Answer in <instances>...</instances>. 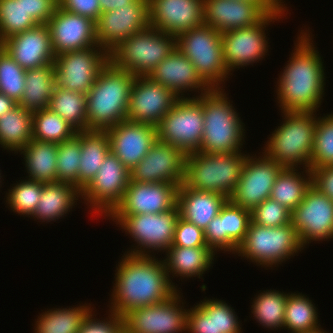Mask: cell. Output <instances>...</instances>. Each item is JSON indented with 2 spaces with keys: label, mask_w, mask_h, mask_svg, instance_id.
<instances>
[{
  "label": "cell",
  "mask_w": 333,
  "mask_h": 333,
  "mask_svg": "<svg viewBox=\"0 0 333 333\" xmlns=\"http://www.w3.org/2000/svg\"><path fill=\"white\" fill-rule=\"evenodd\" d=\"M179 97L149 76L136 77L131 87L126 120L157 127Z\"/></svg>",
  "instance_id": "obj_19"
},
{
  "label": "cell",
  "mask_w": 333,
  "mask_h": 333,
  "mask_svg": "<svg viewBox=\"0 0 333 333\" xmlns=\"http://www.w3.org/2000/svg\"><path fill=\"white\" fill-rule=\"evenodd\" d=\"M18 105L13 99L9 98L7 95L0 92V117L3 114H7L13 108Z\"/></svg>",
  "instance_id": "obj_55"
},
{
  "label": "cell",
  "mask_w": 333,
  "mask_h": 333,
  "mask_svg": "<svg viewBox=\"0 0 333 333\" xmlns=\"http://www.w3.org/2000/svg\"><path fill=\"white\" fill-rule=\"evenodd\" d=\"M186 154L170 144L157 140L146 156L130 171V181L171 183L184 182Z\"/></svg>",
  "instance_id": "obj_20"
},
{
  "label": "cell",
  "mask_w": 333,
  "mask_h": 333,
  "mask_svg": "<svg viewBox=\"0 0 333 333\" xmlns=\"http://www.w3.org/2000/svg\"><path fill=\"white\" fill-rule=\"evenodd\" d=\"M55 56L98 46L95 22L85 16L56 7L47 22Z\"/></svg>",
  "instance_id": "obj_22"
},
{
  "label": "cell",
  "mask_w": 333,
  "mask_h": 333,
  "mask_svg": "<svg viewBox=\"0 0 333 333\" xmlns=\"http://www.w3.org/2000/svg\"><path fill=\"white\" fill-rule=\"evenodd\" d=\"M0 172H1V170H0ZM1 178H2V176H1V173H0V183H2V180H1Z\"/></svg>",
  "instance_id": "obj_57"
},
{
  "label": "cell",
  "mask_w": 333,
  "mask_h": 333,
  "mask_svg": "<svg viewBox=\"0 0 333 333\" xmlns=\"http://www.w3.org/2000/svg\"><path fill=\"white\" fill-rule=\"evenodd\" d=\"M324 329H320V330H317V331H315V332H312V333H328V332H326L325 330L323 331Z\"/></svg>",
  "instance_id": "obj_56"
},
{
  "label": "cell",
  "mask_w": 333,
  "mask_h": 333,
  "mask_svg": "<svg viewBox=\"0 0 333 333\" xmlns=\"http://www.w3.org/2000/svg\"><path fill=\"white\" fill-rule=\"evenodd\" d=\"M130 182V171L111 152L90 183L81 191V198L95 215L104 219L122 201ZM90 204V205H89Z\"/></svg>",
  "instance_id": "obj_14"
},
{
  "label": "cell",
  "mask_w": 333,
  "mask_h": 333,
  "mask_svg": "<svg viewBox=\"0 0 333 333\" xmlns=\"http://www.w3.org/2000/svg\"><path fill=\"white\" fill-rule=\"evenodd\" d=\"M303 249L298 233L291 222L269 228L251 220L245 239L239 245L236 254L249 259L257 266L272 268L286 262Z\"/></svg>",
  "instance_id": "obj_9"
},
{
  "label": "cell",
  "mask_w": 333,
  "mask_h": 333,
  "mask_svg": "<svg viewBox=\"0 0 333 333\" xmlns=\"http://www.w3.org/2000/svg\"><path fill=\"white\" fill-rule=\"evenodd\" d=\"M203 126V94L179 98L157 126L158 141L180 148L185 154L197 152Z\"/></svg>",
  "instance_id": "obj_11"
},
{
  "label": "cell",
  "mask_w": 333,
  "mask_h": 333,
  "mask_svg": "<svg viewBox=\"0 0 333 333\" xmlns=\"http://www.w3.org/2000/svg\"><path fill=\"white\" fill-rule=\"evenodd\" d=\"M256 3L266 14L278 12L285 4L282 0H242Z\"/></svg>",
  "instance_id": "obj_53"
},
{
  "label": "cell",
  "mask_w": 333,
  "mask_h": 333,
  "mask_svg": "<svg viewBox=\"0 0 333 333\" xmlns=\"http://www.w3.org/2000/svg\"><path fill=\"white\" fill-rule=\"evenodd\" d=\"M223 88L203 94L204 126L198 151L209 154L240 152L245 138L244 123Z\"/></svg>",
  "instance_id": "obj_5"
},
{
  "label": "cell",
  "mask_w": 333,
  "mask_h": 333,
  "mask_svg": "<svg viewBox=\"0 0 333 333\" xmlns=\"http://www.w3.org/2000/svg\"><path fill=\"white\" fill-rule=\"evenodd\" d=\"M91 304L71 308H53L38 316L34 333H78L83 320L93 311Z\"/></svg>",
  "instance_id": "obj_39"
},
{
  "label": "cell",
  "mask_w": 333,
  "mask_h": 333,
  "mask_svg": "<svg viewBox=\"0 0 333 333\" xmlns=\"http://www.w3.org/2000/svg\"><path fill=\"white\" fill-rule=\"evenodd\" d=\"M312 186L333 201V165L310 167Z\"/></svg>",
  "instance_id": "obj_52"
},
{
  "label": "cell",
  "mask_w": 333,
  "mask_h": 333,
  "mask_svg": "<svg viewBox=\"0 0 333 333\" xmlns=\"http://www.w3.org/2000/svg\"><path fill=\"white\" fill-rule=\"evenodd\" d=\"M166 257L164 260V265L166 267V272L170 277H179L182 279L196 277L201 279V276L205 274L204 272L211 269L213 266L215 253L208 246H196L192 248L180 247V246H170L166 250ZM170 273V274H169ZM172 275V276H170Z\"/></svg>",
  "instance_id": "obj_32"
},
{
  "label": "cell",
  "mask_w": 333,
  "mask_h": 333,
  "mask_svg": "<svg viewBox=\"0 0 333 333\" xmlns=\"http://www.w3.org/2000/svg\"><path fill=\"white\" fill-rule=\"evenodd\" d=\"M333 165V113L317 117L310 167Z\"/></svg>",
  "instance_id": "obj_47"
},
{
  "label": "cell",
  "mask_w": 333,
  "mask_h": 333,
  "mask_svg": "<svg viewBox=\"0 0 333 333\" xmlns=\"http://www.w3.org/2000/svg\"><path fill=\"white\" fill-rule=\"evenodd\" d=\"M0 45L24 70L54 63L56 57L47 24L17 33Z\"/></svg>",
  "instance_id": "obj_27"
},
{
  "label": "cell",
  "mask_w": 333,
  "mask_h": 333,
  "mask_svg": "<svg viewBox=\"0 0 333 333\" xmlns=\"http://www.w3.org/2000/svg\"><path fill=\"white\" fill-rule=\"evenodd\" d=\"M318 312L312 300L302 293H289L284 317V330L290 333H312L322 329Z\"/></svg>",
  "instance_id": "obj_41"
},
{
  "label": "cell",
  "mask_w": 333,
  "mask_h": 333,
  "mask_svg": "<svg viewBox=\"0 0 333 333\" xmlns=\"http://www.w3.org/2000/svg\"><path fill=\"white\" fill-rule=\"evenodd\" d=\"M24 70L0 45V92L20 103L25 83Z\"/></svg>",
  "instance_id": "obj_46"
},
{
  "label": "cell",
  "mask_w": 333,
  "mask_h": 333,
  "mask_svg": "<svg viewBox=\"0 0 333 333\" xmlns=\"http://www.w3.org/2000/svg\"><path fill=\"white\" fill-rule=\"evenodd\" d=\"M240 321L234 309L225 301L205 299L187 314L188 333H242Z\"/></svg>",
  "instance_id": "obj_30"
},
{
  "label": "cell",
  "mask_w": 333,
  "mask_h": 333,
  "mask_svg": "<svg viewBox=\"0 0 333 333\" xmlns=\"http://www.w3.org/2000/svg\"><path fill=\"white\" fill-rule=\"evenodd\" d=\"M291 223L304 248L311 241L333 239V201L311 186L291 212Z\"/></svg>",
  "instance_id": "obj_17"
},
{
  "label": "cell",
  "mask_w": 333,
  "mask_h": 333,
  "mask_svg": "<svg viewBox=\"0 0 333 333\" xmlns=\"http://www.w3.org/2000/svg\"><path fill=\"white\" fill-rule=\"evenodd\" d=\"M175 48V36L149 27L120 42L109 52V61L135 77L149 76Z\"/></svg>",
  "instance_id": "obj_7"
},
{
  "label": "cell",
  "mask_w": 333,
  "mask_h": 333,
  "mask_svg": "<svg viewBox=\"0 0 333 333\" xmlns=\"http://www.w3.org/2000/svg\"><path fill=\"white\" fill-rule=\"evenodd\" d=\"M98 46L108 53L126 38L150 27L148 0L101 13L95 22Z\"/></svg>",
  "instance_id": "obj_18"
},
{
  "label": "cell",
  "mask_w": 333,
  "mask_h": 333,
  "mask_svg": "<svg viewBox=\"0 0 333 333\" xmlns=\"http://www.w3.org/2000/svg\"><path fill=\"white\" fill-rule=\"evenodd\" d=\"M126 234L134 239L135 246L128 254L150 256L151 252L165 251L172 245L180 212L177 205L166 212L138 215H108ZM152 250V251H151Z\"/></svg>",
  "instance_id": "obj_10"
},
{
  "label": "cell",
  "mask_w": 333,
  "mask_h": 333,
  "mask_svg": "<svg viewBox=\"0 0 333 333\" xmlns=\"http://www.w3.org/2000/svg\"><path fill=\"white\" fill-rule=\"evenodd\" d=\"M251 222V211L234 205L229 200L222 206L204 229L207 246L217 254V251L236 254L239 245L244 241Z\"/></svg>",
  "instance_id": "obj_24"
},
{
  "label": "cell",
  "mask_w": 333,
  "mask_h": 333,
  "mask_svg": "<svg viewBox=\"0 0 333 333\" xmlns=\"http://www.w3.org/2000/svg\"><path fill=\"white\" fill-rule=\"evenodd\" d=\"M171 246L188 248L207 246L204 230L180 217L175 227L174 239Z\"/></svg>",
  "instance_id": "obj_49"
},
{
  "label": "cell",
  "mask_w": 333,
  "mask_h": 333,
  "mask_svg": "<svg viewBox=\"0 0 333 333\" xmlns=\"http://www.w3.org/2000/svg\"><path fill=\"white\" fill-rule=\"evenodd\" d=\"M227 200L220 193L191 189L184 183L177 190L180 217L203 230L219 214Z\"/></svg>",
  "instance_id": "obj_31"
},
{
  "label": "cell",
  "mask_w": 333,
  "mask_h": 333,
  "mask_svg": "<svg viewBox=\"0 0 333 333\" xmlns=\"http://www.w3.org/2000/svg\"><path fill=\"white\" fill-rule=\"evenodd\" d=\"M281 112L284 121L272 132L262 153L283 168L303 165V170L310 169L317 111Z\"/></svg>",
  "instance_id": "obj_4"
},
{
  "label": "cell",
  "mask_w": 333,
  "mask_h": 333,
  "mask_svg": "<svg viewBox=\"0 0 333 333\" xmlns=\"http://www.w3.org/2000/svg\"><path fill=\"white\" fill-rule=\"evenodd\" d=\"M58 6L67 12L90 18L94 22L101 14L99 0H58Z\"/></svg>",
  "instance_id": "obj_51"
},
{
  "label": "cell",
  "mask_w": 333,
  "mask_h": 333,
  "mask_svg": "<svg viewBox=\"0 0 333 333\" xmlns=\"http://www.w3.org/2000/svg\"><path fill=\"white\" fill-rule=\"evenodd\" d=\"M178 186L171 183L130 181L122 201L109 215L163 213L177 205Z\"/></svg>",
  "instance_id": "obj_21"
},
{
  "label": "cell",
  "mask_w": 333,
  "mask_h": 333,
  "mask_svg": "<svg viewBox=\"0 0 333 333\" xmlns=\"http://www.w3.org/2000/svg\"><path fill=\"white\" fill-rule=\"evenodd\" d=\"M137 0H99L101 13H106L121 7H128Z\"/></svg>",
  "instance_id": "obj_54"
},
{
  "label": "cell",
  "mask_w": 333,
  "mask_h": 333,
  "mask_svg": "<svg viewBox=\"0 0 333 333\" xmlns=\"http://www.w3.org/2000/svg\"><path fill=\"white\" fill-rule=\"evenodd\" d=\"M308 30H301L288 63L277 82V102L282 111H316L322 103L325 67Z\"/></svg>",
  "instance_id": "obj_2"
},
{
  "label": "cell",
  "mask_w": 333,
  "mask_h": 333,
  "mask_svg": "<svg viewBox=\"0 0 333 333\" xmlns=\"http://www.w3.org/2000/svg\"><path fill=\"white\" fill-rule=\"evenodd\" d=\"M81 156L80 132L58 144L57 182H66L78 187V171Z\"/></svg>",
  "instance_id": "obj_45"
},
{
  "label": "cell",
  "mask_w": 333,
  "mask_h": 333,
  "mask_svg": "<svg viewBox=\"0 0 333 333\" xmlns=\"http://www.w3.org/2000/svg\"><path fill=\"white\" fill-rule=\"evenodd\" d=\"M108 62L109 53L99 46L62 53L54 59L56 86L87 94Z\"/></svg>",
  "instance_id": "obj_13"
},
{
  "label": "cell",
  "mask_w": 333,
  "mask_h": 333,
  "mask_svg": "<svg viewBox=\"0 0 333 333\" xmlns=\"http://www.w3.org/2000/svg\"><path fill=\"white\" fill-rule=\"evenodd\" d=\"M248 153L186 154L184 184L201 191L220 193L227 198L234 191Z\"/></svg>",
  "instance_id": "obj_6"
},
{
  "label": "cell",
  "mask_w": 333,
  "mask_h": 333,
  "mask_svg": "<svg viewBox=\"0 0 333 333\" xmlns=\"http://www.w3.org/2000/svg\"><path fill=\"white\" fill-rule=\"evenodd\" d=\"M122 257L115 270L109 311L123 317L133 309L161 303L178 291L169 279L164 260L128 253Z\"/></svg>",
  "instance_id": "obj_1"
},
{
  "label": "cell",
  "mask_w": 333,
  "mask_h": 333,
  "mask_svg": "<svg viewBox=\"0 0 333 333\" xmlns=\"http://www.w3.org/2000/svg\"><path fill=\"white\" fill-rule=\"evenodd\" d=\"M298 168H283L277 175L270 199L285 206L291 212L302 202L307 190L312 186L310 169L298 172ZM307 176V177H306Z\"/></svg>",
  "instance_id": "obj_37"
},
{
  "label": "cell",
  "mask_w": 333,
  "mask_h": 333,
  "mask_svg": "<svg viewBox=\"0 0 333 333\" xmlns=\"http://www.w3.org/2000/svg\"><path fill=\"white\" fill-rule=\"evenodd\" d=\"M32 129L33 139L57 144L69 140L77 134L72 126L49 108L33 112Z\"/></svg>",
  "instance_id": "obj_43"
},
{
  "label": "cell",
  "mask_w": 333,
  "mask_h": 333,
  "mask_svg": "<svg viewBox=\"0 0 333 333\" xmlns=\"http://www.w3.org/2000/svg\"><path fill=\"white\" fill-rule=\"evenodd\" d=\"M149 77L172 90L179 98H185L187 91H200L202 95L211 89L198 75L192 62L177 48L153 69Z\"/></svg>",
  "instance_id": "obj_29"
},
{
  "label": "cell",
  "mask_w": 333,
  "mask_h": 333,
  "mask_svg": "<svg viewBox=\"0 0 333 333\" xmlns=\"http://www.w3.org/2000/svg\"><path fill=\"white\" fill-rule=\"evenodd\" d=\"M251 220L261 226L279 227L291 222V211L269 198L251 211Z\"/></svg>",
  "instance_id": "obj_48"
},
{
  "label": "cell",
  "mask_w": 333,
  "mask_h": 333,
  "mask_svg": "<svg viewBox=\"0 0 333 333\" xmlns=\"http://www.w3.org/2000/svg\"><path fill=\"white\" fill-rule=\"evenodd\" d=\"M24 84L19 105L31 112L48 108L56 85L54 63L26 70Z\"/></svg>",
  "instance_id": "obj_36"
},
{
  "label": "cell",
  "mask_w": 333,
  "mask_h": 333,
  "mask_svg": "<svg viewBox=\"0 0 333 333\" xmlns=\"http://www.w3.org/2000/svg\"><path fill=\"white\" fill-rule=\"evenodd\" d=\"M286 10L284 5L278 12L267 13L255 25L222 33L224 61L230 73L240 67L253 66L267 55L270 45L265 34L266 26L281 20Z\"/></svg>",
  "instance_id": "obj_12"
},
{
  "label": "cell",
  "mask_w": 333,
  "mask_h": 333,
  "mask_svg": "<svg viewBox=\"0 0 333 333\" xmlns=\"http://www.w3.org/2000/svg\"><path fill=\"white\" fill-rule=\"evenodd\" d=\"M16 182L6 193L7 206L18 215L31 217L36 211L44 183L31 179Z\"/></svg>",
  "instance_id": "obj_44"
},
{
  "label": "cell",
  "mask_w": 333,
  "mask_h": 333,
  "mask_svg": "<svg viewBox=\"0 0 333 333\" xmlns=\"http://www.w3.org/2000/svg\"><path fill=\"white\" fill-rule=\"evenodd\" d=\"M204 24L221 33L257 24L266 13L254 2L203 0Z\"/></svg>",
  "instance_id": "obj_28"
},
{
  "label": "cell",
  "mask_w": 333,
  "mask_h": 333,
  "mask_svg": "<svg viewBox=\"0 0 333 333\" xmlns=\"http://www.w3.org/2000/svg\"><path fill=\"white\" fill-rule=\"evenodd\" d=\"M57 149L58 144L32 139L19 152L24 155L28 177L42 183L57 182Z\"/></svg>",
  "instance_id": "obj_35"
},
{
  "label": "cell",
  "mask_w": 333,
  "mask_h": 333,
  "mask_svg": "<svg viewBox=\"0 0 333 333\" xmlns=\"http://www.w3.org/2000/svg\"><path fill=\"white\" fill-rule=\"evenodd\" d=\"M135 76L110 61L87 95V130H107L126 120Z\"/></svg>",
  "instance_id": "obj_3"
},
{
  "label": "cell",
  "mask_w": 333,
  "mask_h": 333,
  "mask_svg": "<svg viewBox=\"0 0 333 333\" xmlns=\"http://www.w3.org/2000/svg\"><path fill=\"white\" fill-rule=\"evenodd\" d=\"M80 143L78 188L82 191L95 177L106 156L110 153V144L106 130L81 131Z\"/></svg>",
  "instance_id": "obj_34"
},
{
  "label": "cell",
  "mask_w": 333,
  "mask_h": 333,
  "mask_svg": "<svg viewBox=\"0 0 333 333\" xmlns=\"http://www.w3.org/2000/svg\"><path fill=\"white\" fill-rule=\"evenodd\" d=\"M58 0H0V43L7 38L47 24Z\"/></svg>",
  "instance_id": "obj_26"
},
{
  "label": "cell",
  "mask_w": 333,
  "mask_h": 333,
  "mask_svg": "<svg viewBox=\"0 0 333 333\" xmlns=\"http://www.w3.org/2000/svg\"><path fill=\"white\" fill-rule=\"evenodd\" d=\"M176 48L192 62L211 89L223 88L221 84L232 75L224 61L222 33L211 26L203 24L179 34Z\"/></svg>",
  "instance_id": "obj_8"
},
{
  "label": "cell",
  "mask_w": 333,
  "mask_h": 333,
  "mask_svg": "<svg viewBox=\"0 0 333 333\" xmlns=\"http://www.w3.org/2000/svg\"><path fill=\"white\" fill-rule=\"evenodd\" d=\"M288 294L270 289L256 295L251 306L254 319L264 328L283 329Z\"/></svg>",
  "instance_id": "obj_42"
},
{
  "label": "cell",
  "mask_w": 333,
  "mask_h": 333,
  "mask_svg": "<svg viewBox=\"0 0 333 333\" xmlns=\"http://www.w3.org/2000/svg\"><path fill=\"white\" fill-rule=\"evenodd\" d=\"M262 154L258 158L256 154L247 155L240 179L228 197L234 205L250 211L269 199L276 177L283 169L275 160Z\"/></svg>",
  "instance_id": "obj_16"
},
{
  "label": "cell",
  "mask_w": 333,
  "mask_h": 333,
  "mask_svg": "<svg viewBox=\"0 0 333 333\" xmlns=\"http://www.w3.org/2000/svg\"><path fill=\"white\" fill-rule=\"evenodd\" d=\"M150 27L177 37L204 24L203 0H148Z\"/></svg>",
  "instance_id": "obj_25"
},
{
  "label": "cell",
  "mask_w": 333,
  "mask_h": 333,
  "mask_svg": "<svg viewBox=\"0 0 333 333\" xmlns=\"http://www.w3.org/2000/svg\"><path fill=\"white\" fill-rule=\"evenodd\" d=\"M79 198H81V190L74 184L44 183L36 211L31 218L40 222L46 221V223L59 220L60 217L64 218L74 208L76 202L80 201Z\"/></svg>",
  "instance_id": "obj_33"
},
{
  "label": "cell",
  "mask_w": 333,
  "mask_h": 333,
  "mask_svg": "<svg viewBox=\"0 0 333 333\" xmlns=\"http://www.w3.org/2000/svg\"><path fill=\"white\" fill-rule=\"evenodd\" d=\"M48 108L61 116L77 132L87 130L86 94L55 85Z\"/></svg>",
  "instance_id": "obj_40"
},
{
  "label": "cell",
  "mask_w": 333,
  "mask_h": 333,
  "mask_svg": "<svg viewBox=\"0 0 333 333\" xmlns=\"http://www.w3.org/2000/svg\"><path fill=\"white\" fill-rule=\"evenodd\" d=\"M91 311L83 320L78 333H121L123 329L122 317L109 311L108 318L100 320Z\"/></svg>",
  "instance_id": "obj_50"
},
{
  "label": "cell",
  "mask_w": 333,
  "mask_h": 333,
  "mask_svg": "<svg viewBox=\"0 0 333 333\" xmlns=\"http://www.w3.org/2000/svg\"><path fill=\"white\" fill-rule=\"evenodd\" d=\"M180 293L178 290L173 296L161 303L128 311L122 317L123 329L127 333H180L187 331L188 309L184 308Z\"/></svg>",
  "instance_id": "obj_15"
},
{
  "label": "cell",
  "mask_w": 333,
  "mask_h": 333,
  "mask_svg": "<svg viewBox=\"0 0 333 333\" xmlns=\"http://www.w3.org/2000/svg\"><path fill=\"white\" fill-rule=\"evenodd\" d=\"M110 152L131 171L157 142V127L150 124L123 120L106 130Z\"/></svg>",
  "instance_id": "obj_23"
},
{
  "label": "cell",
  "mask_w": 333,
  "mask_h": 333,
  "mask_svg": "<svg viewBox=\"0 0 333 333\" xmlns=\"http://www.w3.org/2000/svg\"><path fill=\"white\" fill-rule=\"evenodd\" d=\"M33 112L19 104L0 117V145L7 151L18 153L33 139Z\"/></svg>",
  "instance_id": "obj_38"
}]
</instances>
